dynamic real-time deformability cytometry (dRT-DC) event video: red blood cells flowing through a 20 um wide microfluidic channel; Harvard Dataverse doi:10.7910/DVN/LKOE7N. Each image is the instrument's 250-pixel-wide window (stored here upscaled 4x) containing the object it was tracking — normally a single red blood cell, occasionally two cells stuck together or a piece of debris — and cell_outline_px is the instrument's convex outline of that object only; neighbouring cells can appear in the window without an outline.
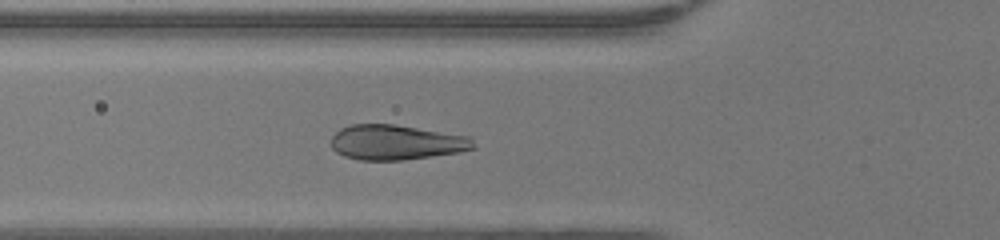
{"species": "human", "species_latin": "Homo sapiens", "temperature_condition": "warm", "stored_images_in_passage": 32, "camera_frame_rate_fps": 3000, "um_per_image_px": 0.085, "donor": {"sex": "female"}, "frame": {"image": 1, "passage_image": 2, "time_ms": 0.333, "image_size_px": [1000, 240], "cell_outline_px": [[476, 148], [460, 152], [404, 160], [360, 160], [344, 156], [336, 152], [332, 148], [332, 136], [340, 128], [348, 124], [392, 124], [468, 136], [472, 140]], "centroid_in_image_um": [33.65, 12.1], "position_along_channel_um": 92.2, "area_um2": 28.96}}
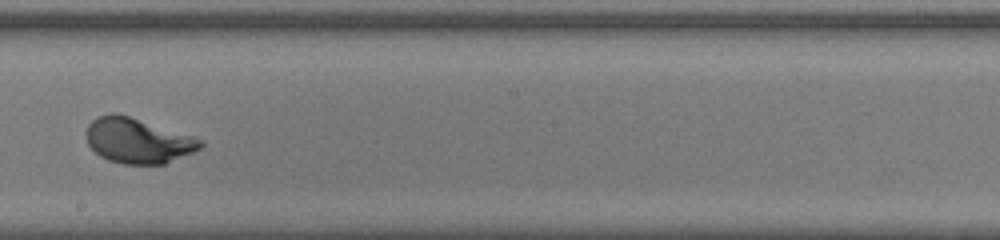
{"frame": {"image": 2, "passage_image": 12, "time_ms": 3.667, "image_size_px": [1000, 240], "cell_outline_px": [[204, 144], [200, 148], [192, 152], [164, 164], [124, 164], [108, 160], [100, 156], [88, 144], [84, 136], [84, 132], [88, 124], [96, 116], [112, 112], [116, 112], [196, 136], [204, 140]], "centroid_in_image_um": [11.7, 11.93], "position_along_channel_um": 236.5, "area_um2": 30.46}}
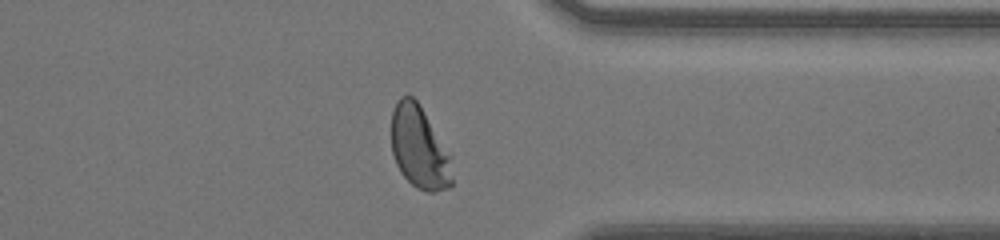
{"frame": {"image": 3, "passage_image": 22, "time_ms": 7.0, "image_size_px": [1000, 240], "cell_outline_px": [[452, 184], [448, 188], [432, 192], [428, 192], [416, 188], [400, 172], [396, 164], [392, 152], [392, 112], [400, 96], [412, 96], [416, 100], [452, 152]], "centroid_in_image_um": [35.69, 12.56], "position_along_channel_um": 375.7, "area_um2": 29.65}}